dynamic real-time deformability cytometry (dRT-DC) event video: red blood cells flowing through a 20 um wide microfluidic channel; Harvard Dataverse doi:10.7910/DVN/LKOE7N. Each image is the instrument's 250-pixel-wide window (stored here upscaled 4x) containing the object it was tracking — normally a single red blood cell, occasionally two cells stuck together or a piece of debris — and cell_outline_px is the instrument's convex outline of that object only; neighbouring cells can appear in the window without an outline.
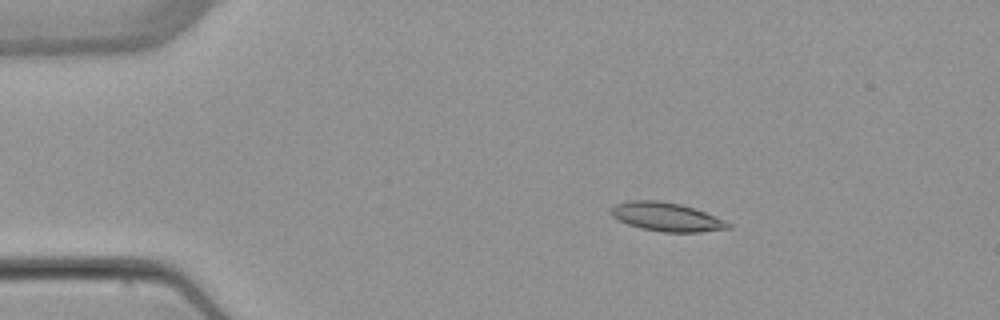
{"species": "common noctule bat (a hibernating species)", "species_latin": "Nyctalus noctula", "temperature_condition": "warm", "stored_images_in_passage": 6, "camera_frame_rate_fps": 3000, "um_per_image_px": 0.085, "animal": {"sex": "female", "body_mass_g": 22.7, "forearm_length_mm": 54.2}, "frame": {"image": 1, "passage_image": 3, "time_ms": 2.667, "image_size_px": [1000, 320], "cell_outline_px": [[732, 228], [700, 232], [664, 232], [640, 228], [628, 224], [612, 216], [608, 212], [616, 204], [628, 200], [660, 200], [680, 204], [704, 212], [724, 220], [732, 224]], "centroid_in_image_um": [56.64, 18.43], "position_along_channel_um": 28.4, "area_um2": 19.54}}
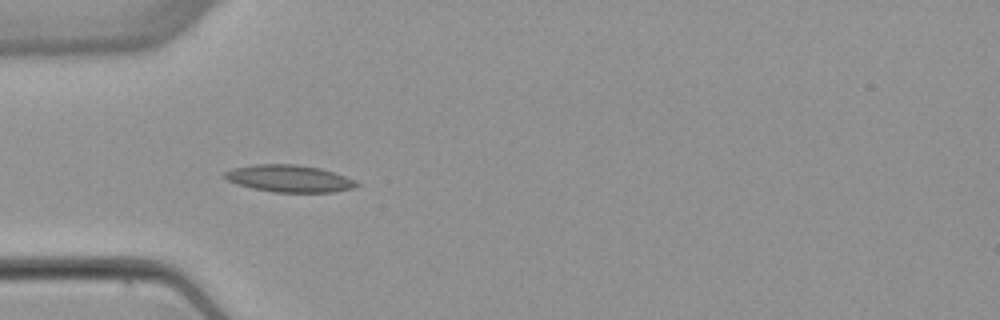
{"frame": {"image": 2, "passage_image": 5, "time_ms": 5.0, "image_size_px": [1000, 320], "cell_outline_px": [[360, 184], [352, 188], [332, 192], [272, 192], [252, 188], [228, 180], [220, 176], [224, 172], [232, 168], [252, 164], [296, 164], [320, 168], [344, 176]], "centroid_in_image_um": [24.52, 15.16], "position_along_channel_um": 60.5, "area_um2": 20.69}}